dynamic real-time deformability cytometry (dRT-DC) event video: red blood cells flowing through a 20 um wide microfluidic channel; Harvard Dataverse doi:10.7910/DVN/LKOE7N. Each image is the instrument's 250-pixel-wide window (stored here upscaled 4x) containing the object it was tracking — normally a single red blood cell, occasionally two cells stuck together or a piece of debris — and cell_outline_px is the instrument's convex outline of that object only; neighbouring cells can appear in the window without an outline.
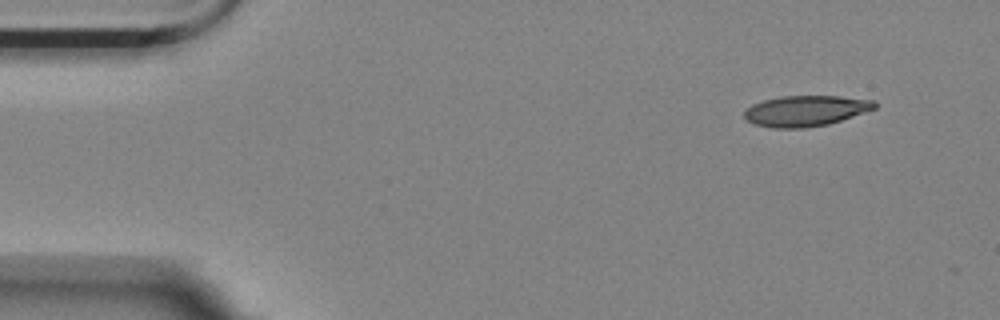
{"species": "Egyptian fruit bat (a non-hibernating species)", "species_latin": "Rousettus aegyptiacus", "temperature_condition": "room temperature", "stored_images_in_passage": 9, "camera_frame_rate_fps": 3000, "um_per_image_px": 0.085, "animal": {"sex": "female"}, "frame": {"image": 1, "passage_image": 1, "time_ms": 0.0, "image_size_px": [1000, 320], "cell_outline_px": [[876, 108], [828, 124], [804, 128], [772, 128], [752, 124], [744, 120], [744, 112], [752, 104], [764, 100], [780, 96], [840, 96], [876, 100]], "centroid_in_image_um": [68.44, 9.42], "position_along_channel_um": 16.6, "area_um2": 23.41}}